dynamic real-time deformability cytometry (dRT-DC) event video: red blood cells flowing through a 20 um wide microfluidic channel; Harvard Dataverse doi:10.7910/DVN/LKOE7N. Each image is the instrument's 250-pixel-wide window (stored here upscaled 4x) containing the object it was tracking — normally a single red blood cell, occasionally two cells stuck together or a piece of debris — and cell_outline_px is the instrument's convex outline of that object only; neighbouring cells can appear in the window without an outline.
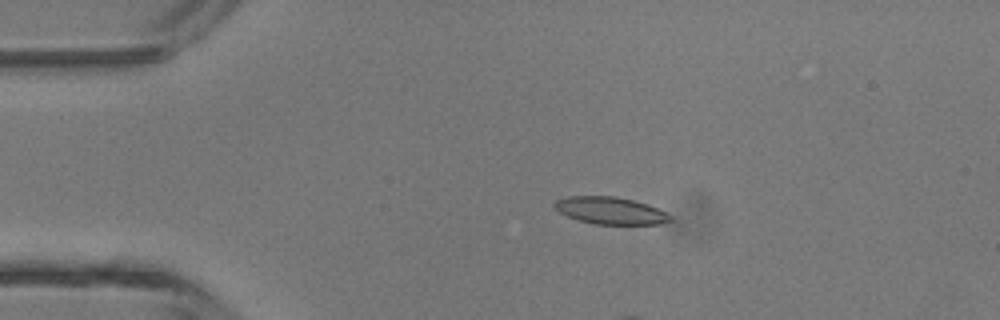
{"species": "common noctule bat (a hibernating species)", "species_latin": "Nyctalus noctula", "temperature_condition": "room temperature", "stored_images_in_passage": 3, "camera_frame_rate_fps": 3000, "um_per_image_px": 0.085, "animal": {"sex": "male", "body_mass_g": 13.3}, "frame": {"image": 1, "passage_image": 1, "time_ms": 0.0, "image_size_px": [1000, 320], "cell_outline_px": [[672, 220], [660, 224], [596, 224], [580, 220], [568, 216], [560, 212], [552, 204], [556, 200], [568, 196], [616, 196], [648, 204], [672, 216]], "centroid_in_image_um": [51.89, 17.89], "position_along_channel_um": 33.1, "area_um2": 18.15}}